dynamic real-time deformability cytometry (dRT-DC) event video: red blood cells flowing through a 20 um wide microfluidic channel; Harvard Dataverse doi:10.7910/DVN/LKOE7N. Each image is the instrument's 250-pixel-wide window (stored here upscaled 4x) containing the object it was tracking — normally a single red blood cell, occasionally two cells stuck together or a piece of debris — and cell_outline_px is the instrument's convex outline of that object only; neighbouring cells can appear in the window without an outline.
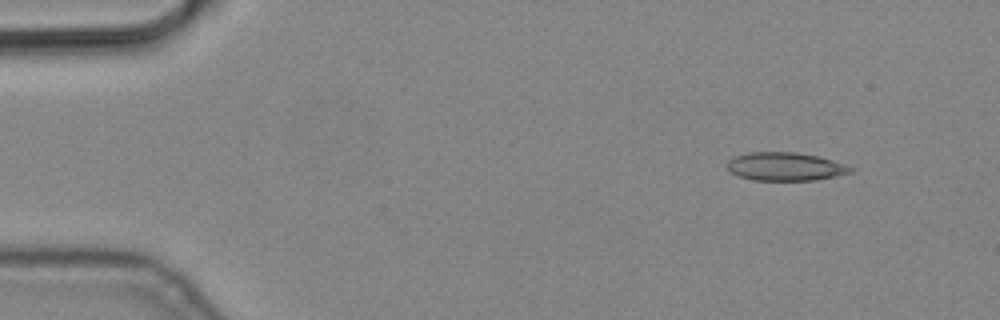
{"species": "common noctule bat (a hibernating species)", "species_latin": "Nyctalus noctula", "temperature_condition": "cold", "stored_images_in_passage": 5, "camera_frame_rate_fps": 3000, "um_per_image_px": 0.085, "animal": {"sex": "male", "body_mass_g": 19.2, "forearm_length_mm": 51.8}, "frame": {"image": 1, "passage_image": 1, "time_ms": 0.0, "image_size_px": [1000, 320], "cell_outline_px": [[856, 168], [852, 172], [836, 176], [816, 180], [752, 180], [740, 176], [732, 172], [728, 168], [728, 160], [732, 156], [748, 152], [796, 152], [816, 156], [832, 160]], "centroid_in_image_um": [66.76, 14.15], "position_along_channel_um": 18.2, "area_um2": 20.35}}
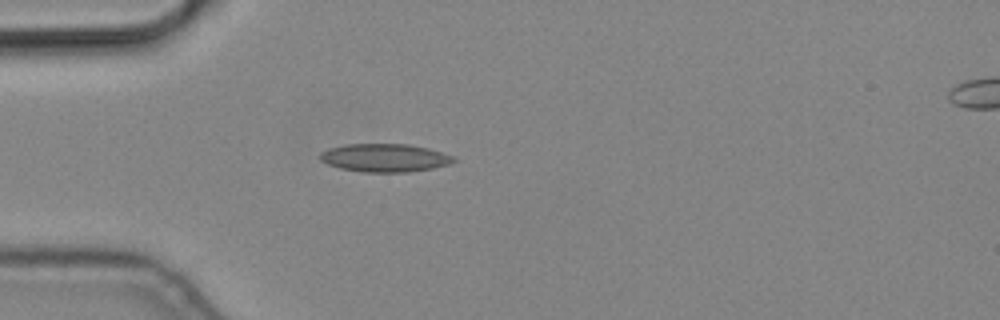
{"frame": {"image": 2, "passage_image": 4, "time_ms": 1.0, "image_size_px": [1000, 320], "cell_outline_px": [[456, 160], [448, 164], [432, 168], [408, 172], [364, 172], [340, 168], [328, 164], [320, 160], [320, 152], [328, 148], [344, 144], [408, 144], [428, 148], [452, 156]], "centroid_in_image_um": [32.66, 13.41], "position_along_channel_um": 52.3, "area_um2": 21.79}}